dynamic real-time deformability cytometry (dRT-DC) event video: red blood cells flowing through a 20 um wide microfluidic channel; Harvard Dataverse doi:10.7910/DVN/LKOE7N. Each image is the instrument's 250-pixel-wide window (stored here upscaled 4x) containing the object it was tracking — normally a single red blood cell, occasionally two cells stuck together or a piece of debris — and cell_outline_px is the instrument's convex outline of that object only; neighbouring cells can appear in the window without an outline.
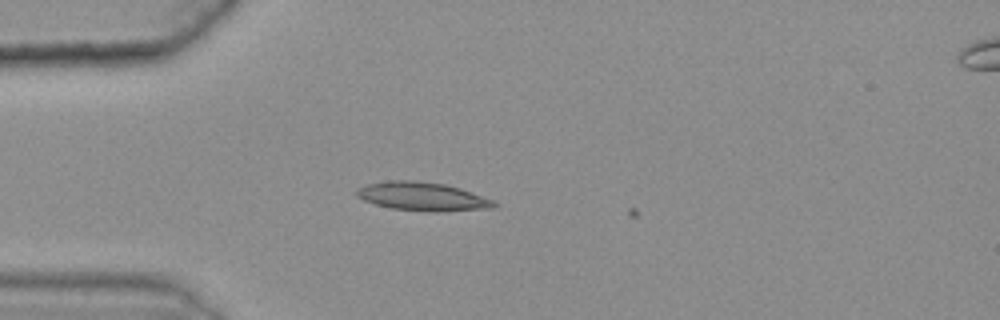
{"species": "common noctule bat (a hibernating species)", "species_latin": "Nyctalus noctula", "temperature_condition": "warm", "stored_images_in_passage": 9, "camera_frame_rate_fps": 3000, "um_per_image_px": 0.085, "animal": {"sex": "female", "body_mass_g": 25.1}, "frame": {"image": 1, "passage_image": 7, "time_ms": 2.0, "image_size_px": [1000, 320], "cell_outline_px": [[496, 204], [492, 208], [436, 212], [392, 208], [376, 204], [364, 200], [356, 196], [356, 188], [368, 184], [388, 180], [412, 180], [444, 184], [460, 188], [492, 200]], "centroid_in_image_um": [35.86, 16.69], "position_along_channel_um": 49.1, "area_um2": 22.54}}